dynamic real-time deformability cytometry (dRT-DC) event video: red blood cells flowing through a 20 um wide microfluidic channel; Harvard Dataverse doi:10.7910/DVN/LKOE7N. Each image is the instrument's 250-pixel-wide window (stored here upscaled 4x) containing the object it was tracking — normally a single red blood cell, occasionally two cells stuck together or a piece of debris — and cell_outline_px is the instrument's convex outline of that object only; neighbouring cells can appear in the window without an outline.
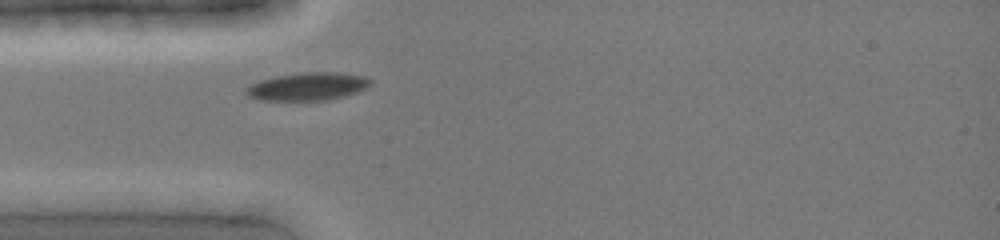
{"species": "common noctule bat (a hibernating species)", "species_latin": "Nyctalus noctula", "temperature_condition": "cold", "stored_images_in_passage": 7, "camera_frame_rate_fps": 3000, "um_per_image_px": 0.085, "animal": {"sex": "female", "body_mass_g": 19.0, "forearm_length_mm": 51.5}, "frame": {"image": 1, "passage_image": 1, "time_ms": 0.0, "image_size_px": [1000, 240], "cell_outline_px": [[372, 84], [356, 92], [344, 96], [328, 100], [260, 100], [248, 96], [244, 92], [244, 88], [260, 80], [276, 76], [300, 72], [336, 72], [368, 76], [372, 80]], "centroid_in_image_um": [26.16, 7.34], "position_along_channel_um": 58.8, "area_um2": 20.35}}